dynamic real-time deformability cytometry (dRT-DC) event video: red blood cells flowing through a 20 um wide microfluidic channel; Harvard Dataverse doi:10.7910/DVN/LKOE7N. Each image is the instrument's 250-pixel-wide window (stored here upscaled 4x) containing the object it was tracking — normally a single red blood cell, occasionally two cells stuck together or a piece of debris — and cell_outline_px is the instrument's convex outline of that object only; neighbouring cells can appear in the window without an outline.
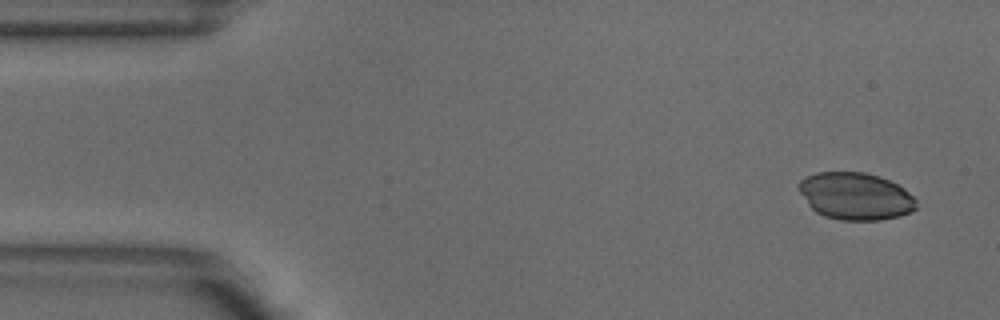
{"species": "common noctule bat (a hibernating species)", "species_latin": "Nyctalus noctula", "temperature_condition": "warm", "stored_images_in_passage": 49, "camera_frame_rate_fps": 3000, "um_per_image_px": 0.085, "animal": {"sex": "male", "body_mass_g": 18.8}, "frame": {"image": 1, "passage_image": 1, "time_ms": 0.0, "image_size_px": [1000, 320], "cell_outline_px": [[916, 208], [900, 216], [880, 220], [840, 220], [824, 216], [816, 212], [808, 204], [800, 192], [800, 180], [816, 172], [864, 172], [880, 176], [904, 188], [916, 200]], "centroid_in_image_um": [72.72, 16.67], "position_along_channel_um": 12.3, "area_um2": 32.14}}
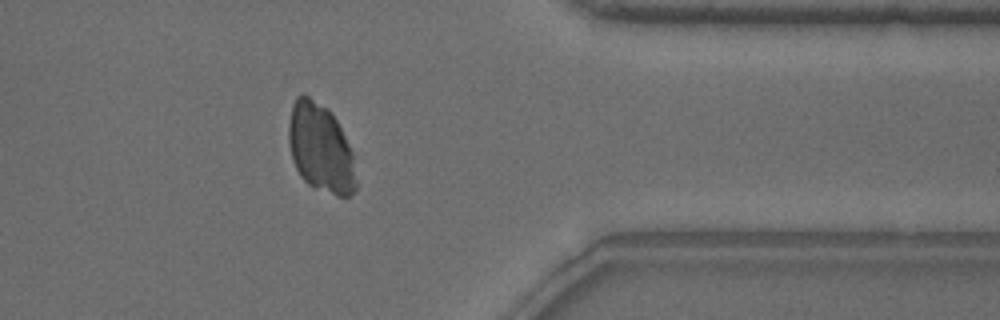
{"frame": {"image": 2, "passage_image": 39, "time_ms": 12.667, "image_size_px": [1000, 320], "cell_outline_px": [[356, 188], [348, 196], [336, 196], [316, 188], [308, 184], [300, 176], [292, 160], [288, 140], [288, 124], [292, 104], [296, 96], [304, 92], [328, 108], [332, 112], [352, 152], [356, 180]], "centroid_in_image_um": [27.21, 12.55], "position_along_channel_um": 384.2, "area_um2": 35.03}}
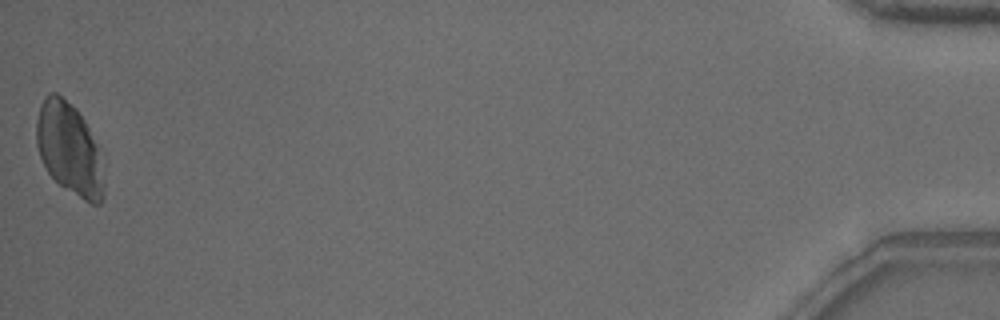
{"frame": {"image": 3, "passage_image": 49, "time_ms": 16.0, "image_size_px": [1000, 320], "cell_outline_px": [[104, 196], [100, 204], [92, 204], [84, 200], [64, 188], [48, 172], [40, 156], [36, 144], [36, 120], [40, 104], [44, 96], [48, 92], [56, 92], [76, 108], [84, 120], [96, 144], [104, 184]], "centroid_in_image_um": [5.85, 12.64], "position_along_channel_um": 429.3, "area_um2": 35.78}}